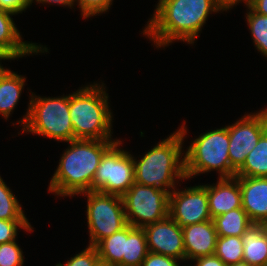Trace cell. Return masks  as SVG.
Masks as SVG:
<instances>
[{"label":"cell","mask_w":267,"mask_h":266,"mask_svg":"<svg viewBox=\"0 0 267 266\" xmlns=\"http://www.w3.org/2000/svg\"><path fill=\"white\" fill-rule=\"evenodd\" d=\"M5 59L8 60L9 58H8L6 55L0 53V61H1V60H5ZM3 71H4V67L1 66V64H0V74H1Z\"/></svg>","instance_id":"d590c367"},{"label":"cell","mask_w":267,"mask_h":266,"mask_svg":"<svg viewBox=\"0 0 267 266\" xmlns=\"http://www.w3.org/2000/svg\"><path fill=\"white\" fill-rule=\"evenodd\" d=\"M104 84L87 85L69 94L74 140H112V113Z\"/></svg>","instance_id":"277c9868"},{"label":"cell","mask_w":267,"mask_h":266,"mask_svg":"<svg viewBox=\"0 0 267 266\" xmlns=\"http://www.w3.org/2000/svg\"><path fill=\"white\" fill-rule=\"evenodd\" d=\"M114 140H71L59 160L53 174L49 192L59 196H72L92 191V183L104 153L115 143Z\"/></svg>","instance_id":"7a4b0ae2"},{"label":"cell","mask_w":267,"mask_h":266,"mask_svg":"<svg viewBox=\"0 0 267 266\" xmlns=\"http://www.w3.org/2000/svg\"><path fill=\"white\" fill-rule=\"evenodd\" d=\"M243 261L267 266V224L252 223L242 236Z\"/></svg>","instance_id":"e0dca14e"},{"label":"cell","mask_w":267,"mask_h":266,"mask_svg":"<svg viewBox=\"0 0 267 266\" xmlns=\"http://www.w3.org/2000/svg\"><path fill=\"white\" fill-rule=\"evenodd\" d=\"M18 228L32 231L28 220H3L0 219V244L15 241Z\"/></svg>","instance_id":"4316f807"},{"label":"cell","mask_w":267,"mask_h":266,"mask_svg":"<svg viewBox=\"0 0 267 266\" xmlns=\"http://www.w3.org/2000/svg\"><path fill=\"white\" fill-rule=\"evenodd\" d=\"M196 266H227L218 256L209 255L194 259Z\"/></svg>","instance_id":"1f68e13d"},{"label":"cell","mask_w":267,"mask_h":266,"mask_svg":"<svg viewBox=\"0 0 267 266\" xmlns=\"http://www.w3.org/2000/svg\"><path fill=\"white\" fill-rule=\"evenodd\" d=\"M215 255L227 266L243 261L242 237H217Z\"/></svg>","instance_id":"603a6c76"},{"label":"cell","mask_w":267,"mask_h":266,"mask_svg":"<svg viewBox=\"0 0 267 266\" xmlns=\"http://www.w3.org/2000/svg\"><path fill=\"white\" fill-rule=\"evenodd\" d=\"M13 15L15 14L9 11L0 10V53L14 60L32 53L48 52L47 47L22 41L20 32L11 18Z\"/></svg>","instance_id":"9a60e30c"},{"label":"cell","mask_w":267,"mask_h":266,"mask_svg":"<svg viewBox=\"0 0 267 266\" xmlns=\"http://www.w3.org/2000/svg\"><path fill=\"white\" fill-rule=\"evenodd\" d=\"M97 266H116V265L105 264V263L99 262Z\"/></svg>","instance_id":"74e56055"},{"label":"cell","mask_w":267,"mask_h":266,"mask_svg":"<svg viewBox=\"0 0 267 266\" xmlns=\"http://www.w3.org/2000/svg\"><path fill=\"white\" fill-rule=\"evenodd\" d=\"M177 260L170 256L148 252L141 266H180Z\"/></svg>","instance_id":"f546056e"},{"label":"cell","mask_w":267,"mask_h":266,"mask_svg":"<svg viewBox=\"0 0 267 266\" xmlns=\"http://www.w3.org/2000/svg\"><path fill=\"white\" fill-rule=\"evenodd\" d=\"M218 179L216 184L207 185L208 205L211 218L237 208H242L238 179L236 177Z\"/></svg>","instance_id":"2e32d148"},{"label":"cell","mask_w":267,"mask_h":266,"mask_svg":"<svg viewBox=\"0 0 267 266\" xmlns=\"http://www.w3.org/2000/svg\"><path fill=\"white\" fill-rule=\"evenodd\" d=\"M34 0H30L29 1V6L32 5ZM37 3H55V4H61V5H65V6H68V7H72L74 6V2H76V0H35Z\"/></svg>","instance_id":"e575fe53"},{"label":"cell","mask_w":267,"mask_h":266,"mask_svg":"<svg viewBox=\"0 0 267 266\" xmlns=\"http://www.w3.org/2000/svg\"><path fill=\"white\" fill-rule=\"evenodd\" d=\"M155 9L143 34L157 48L174 40L194 44L209 14L221 11L215 0H159Z\"/></svg>","instance_id":"6da1fadb"},{"label":"cell","mask_w":267,"mask_h":266,"mask_svg":"<svg viewBox=\"0 0 267 266\" xmlns=\"http://www.w3.org/2000/svg\"><path fill=\"white\" fill-rule=\"evenodd\" d=\"M113 0H76L83 18L107 12Z\"/></svg>","instance_id":"f1b7e54d"},{"label":"cell","mask_w":267,"mask_h":266,"mask_svg":"<svg viewBox=\"0 0 267 266\" xmlns=\"http://www.w3.org/2000/svg\"><path fill=\"white\" fill-rule=\"evenodd\" d=\"M168 215L181 228L212 220L207 196V185L188 187L169 193Z\"/></svg>","instance_id":"8fae6325"},{"label":"cell","mask_w":267,"mask_h":266,"mask_svg":"<svg viewBox=\"0 0 267 266\" xmlns=\"http://www.w3.org/2000/svg\"><path fill=\"white\" fill-rule=\"evenodd\" d=\"M26 113L21 120L23 133L31 132L65 142L74 140L69 95L42 98L32 93Z\"/></svg>","instance_id":"5b68a950"},{"label":"cell","mask_w":267,"mask_h":266,"mask_svg":"<svg viewBox=\"0 0 267 266\" xmlns=\"http://www.w3.org/2000/svg\"><path fill=\"white\" fill-rule=\"evenodd\" d=\"M30 0H0V10L9 11L13 14L22 13L29 7Z\"/></svg>","instance_id":"4dcf8cb0"},{"label":"cell","mask_w":267,"mask_h":266,"mask_svg":"<svg viewBox=\"0 0 267 266\" xmlns=\"http://www.w3.org/2000/svg\"><path fill=\"white\" fill-rule=\"evenodd\" d=\"M100 262L122 266L125 255V228L105 237L95 245Z\"/></svg>","instance_id":"7402d4cb"},{"label":"cell","mask_w":267,"mask_h":266,"mask_svg":"<svg viewBox=\"0 0 267 266\" xmlns=\"http://www.w3.org/2000/svg\"><path fill=\"white\" fill-rule=\"evenodd\" d=\"M235 177L240 185L242 209L250 221L267 224V177Z\"/></svg>","instance_id":"4fadbf2b"},{"label":"cell","mask_w":267,"mask_h":266,"mask_svg":"<svg viewBox=\"0 0 267 266\" xmlns=\"http://www.w3.org/2000/svg\"><path fill=\"white\" fill-rule=\"evenodd\" d=\"M25 80V77L9 69H4L0 74V114L6 120L19 101Z\"/></svg>","instance_id":"ac0fdd59"},{"label":"cell","mask_w":267,"mask_h":266,"mask_svg":"<svg viewBox=\"0 0 267 266\" xmlns=\"http://www.w3.org/2000/svg\"><path fill=\"white\" fill-rule=\"evenodd\" d=\"M229 266H252V265H250L248 262L241 261V262L229 265Z\"/></svg>","instance_id":"8d00e7d4"},{"label":"cell","mask_w":267,"mask_h":266,"mask_svg":"<svg viewBox=\"0 0 267 266\" xmlns=\"http://www.w3.org/2000/svg\"><path fill=\"white\" fill-rule=\"evenodd\" d=\"M217 236H239L252 224L247 213L242 208H237L217 217L212 218Z\"/></svg>","instance_id":"ffe728a7"},{"label":"cell","mask_w":267,"mask_h":266,"mask_svg":"<svg viewBox=\"0 0 267 266\" xmlns=\"http://www.w3.org/2000/svg\"><path fill=\"white\" fill-rule=\"evenodd\" d=\"M0 219L28 220L17 198L0 176Z\"/></svg>","instance_id":"cb8c5ba5"},{"label":"cell","mask_w":267,"mask_h":266,"mask_svg":"<svg viewBox=\"0 0 267 266\" xmlns=\"http://www.w3.org/2000/svg\"><path fill=\"white\" fill-rule=\"evenodd\" d=\"M185 260L215 254L217 232L213 220L187 225L182 228Z\"/></svg>","instance_id":"5bb4252c"},{"label":"cell","mask_w":267,"mask_h":266,"mask_svg":"<svg viewBox=\"0 0 267 266\" xmlns=\"http://www.w3.org/2000/svg\"><path fill=\"white\" fill-rule=\"evenodd\" d=\"M121 144L118 140L102 156L93 179L92 191L122 197L135 182L133 156L119 149Z\"/></svg>","instance_id":"9c48e42d"},{"label":"cell","mask_w":267,"mask_h":266,"mask_svg":"<svg viewBox=\"0 0 267 266\" xmlns=\"http://www.w3.org/2000/svg\"><path fill=\"white\" fill-rule=\"evenodd\" d=\"M235 176L267 177V131L247 155L243 166L236 172Z\"/></svg>","instance_id":"44dd1931"},{"label":"cell","mask_w":267,"mask_h":266,"mask_svg":"<svg viewBox=\"0 0 267 266\" xmlns=\"http://www.w3.org/2000/svg\"><path fill=\"white\" fill-rule=\"evenodd\" d=\"M247 22L257 50L267 57V16L254 12L248 6Z\"/></svg>","instance_id":"d4e9b609"},{"label":"cell","mask_w":267,"mask_h":266,"mask_svg":"<svg viewBox=\"0 0 267 266\" xmlns=\"http://www.w3.org/2000/svg\"><path fill=\"white\" fill-rule=\"evenodd\" d=\"M148 254L147 238L143 228L125 227V255L122 257V266H141Z\"/></svg>","instance_id":"d6986e66"},{"label":"cell","mask_w":267,"mask_h":266,"mask_svg":"<svg viewBox=\"0 0 267 266\" xmlns=\"http://www.w3.org/2000/svg\"><path fill=\"white\" fill-rule=\"evenodd\" d=\"M267 131V108L253 114H246L232 125H228L229 158L231 167L237 172L247 155Z\"/></svg>","instance_id":"30bf717a"},{"label":"cell","mask_w":267,"mask_h":266,"mask_svg":"<svg viewBox=\"0 0 267 266\" xmlns=\"http://www.w3.org/2000/svg\"><path fill=\"white\" fill-rule=\"evenodd\" d=\"M143 229L146 233L148 252L185 261L182 228L169 215Z\"/></svg>","instance_id":"7c38bea8"},{"label":"cell","mask_w":267,"mask_h":266,"mask_svg":"<svg viewBox=\"0 0 267 266\" xmlns=\"http://www.w3.org/2000/svg\"><path fill=\"white\" fill-rule=\"evenodd\" d=\"M249 7L254 12L267 16V0H251Z\"/></svg>","instance_id":"d6a6232c"},{"label":"cell","mask_w":267,"mask_h":266,"mask_svg":"<svg viewBox=\"0 0 267 266\" xmlns=\"http://www.w3.org/2000/svg\"><path fill=\"white\" fill-rule=\"evenodd\" d=\"M100 262L98 252L95 246L89 245L86 249L76 254L64 265L61 263L56 266H97Z\"/></svg>","instance_id":"83f0119b"},{"label":"cell","mask_w":267,"mask_h":266,"mask_svg":"<svg viewBox=\"0 0 267 266\" xmlns=\"http://www.w3.org/2000/svg\"><path fill=\"white\" fill-rule=\"evenodd\" d=\"M23 258L16 240L0 244V266H23Z\"/></svg>","instance_id":"484cf974"},{"label":"cell","mask_w":267,"mask_h":266,"mask_svg":"<svg viewBox=\"0 0 267 266\" xmlns=\"http://www.w3.org/2000/svg\"><path fill=\"white\" fill-rule=\"evenodd\" d=\"M168 191L134 182L122 196L127 223L143 228L168 216Z\"/></svg>","instance_id":"ba28073f"},{"label":"cell","mask_w":267,"mask_h":266,"mask_svg":"<svg viewBox=\"0 0 267 266\" xmlns=\"http://www.w3.org/2000/svg\"><path fill=\"white\" fill-rule=\"evenodd\" d=\"M217 6L222 10V11H227L230 8H233L234 5L237 3L239 4L241 1H245L246 6L248 7L251 0H215Z\"/></svg>","instance_id":"836d02e7"},{"label":"cell","mask_w":267,"mask_h":266,"mask_svg":"<svg viewBox=\"0 0 267 266\" xmlns=\"http://www.w3.org/2000/svg\"><path fill=\"white\" fill-rule=\"evenodd\" d=\"M186 133L183 124L178 131L163 139L140 160L133 157L135 182L171 192L170 189L173 191L176 188V178L186 180L182 158L184 153L181 150Z\"/></svg>","instance_id":"3957f363"},{"label":"cell","mask_w":267,"mask_h":266,"mask_svg":"<svg viewBox=\"0 0 267 266\" xmlns=\"http://www.w3.org/2000/svg\"><path fill=\"white\" fill-rule=\"evenodd\" d=\"M87 195V221L90 235L89 245L125 228L127 218L121 196L98 191L81 193Z\"/></svg>","instance_id":"52a82bcc"},{"label":"cell","mask_w":267,"mask_h":266,"mask_svg":"<svg viewBox=\"0 0 267 266\" xmlns=\"http://www.w3.org/2000/svg\"><path fill=\"white\" fill-rule=\"evenodd\" d=\"M190 144L183 156L186 179L212 170L218 171L219 178L235 177L228 154V126L200 134Z\"/></svg>","instance_id":"8992f818"}]
</instances>
